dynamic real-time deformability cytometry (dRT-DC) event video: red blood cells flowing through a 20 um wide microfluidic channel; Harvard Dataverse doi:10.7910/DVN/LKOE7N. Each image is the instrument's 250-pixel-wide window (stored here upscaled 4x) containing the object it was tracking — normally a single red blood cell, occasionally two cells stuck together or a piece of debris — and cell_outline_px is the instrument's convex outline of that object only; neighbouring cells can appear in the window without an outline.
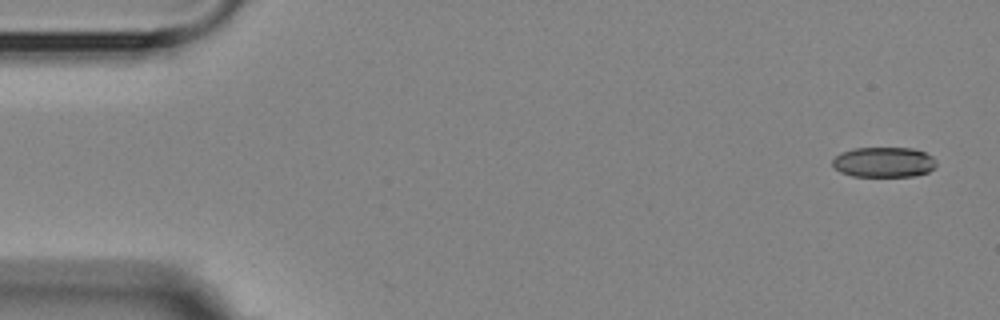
{"species": "Egyptian fruit bat (a non-hibernating species)", "species_latin": "Rousettus aegyptiacus", "temperature_condition": "room temperature", "stored_images_in_passage": 5, "camera_frame_rate_fps": 3000, "um_per_image_px": 0.085, "animal": {"sex": "female"}, "frame": {"image": 1, "passage_image": 1, "time_ms": 0.0, "image_size_px": [1000, 320], "cell_outline_px": [[936, 164], [928, 172], [916, 176], [852, 176], [840, 172], [832, 164], [832, 160], [840, 152], [852, 148], [912, 148], [924, 152], [932, 156]], "centroid_in_image_um": [75.1, 13.78], "position_along_channel_um": 9.9, "area_um2": 18.26}}
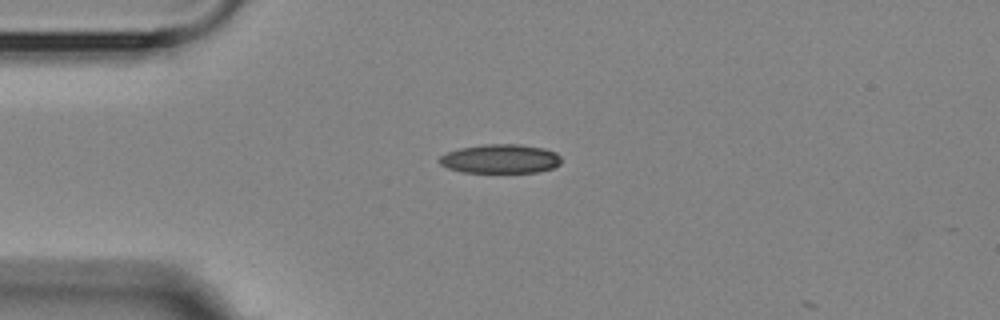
{"frame": {"image": 2, "passage_image": 4, "time_ms": 3.667, "image_size_px": [1000, 320], "cell_outline_px": [[560, 164], [552, 168], [536, 172], [464, 172], [448, 168], [440, 164], [436, 160], [440, 156], [448, 152], [460, 148], [484, 144], [520, 144], [544, 148], [556, 152], [560, 156]], "centroid_in_image_um": [42.52, 13.49], "position_along_channel_um": 42.5, "area_um2": 20.63}}